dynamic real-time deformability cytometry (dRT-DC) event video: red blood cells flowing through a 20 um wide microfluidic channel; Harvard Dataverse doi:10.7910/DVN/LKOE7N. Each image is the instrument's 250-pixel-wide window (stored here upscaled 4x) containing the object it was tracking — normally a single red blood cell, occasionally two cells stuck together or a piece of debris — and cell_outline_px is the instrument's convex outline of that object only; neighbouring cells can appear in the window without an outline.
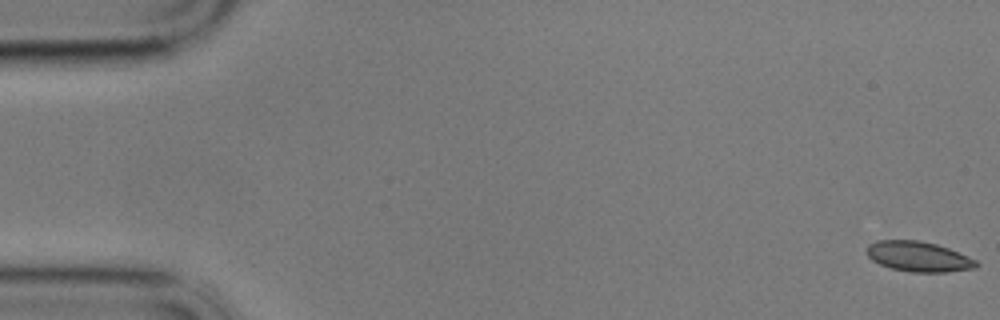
{"species": "common noctule bat (a hibernating species)", "species_latin": "Nyctalus noctula", "temperature_condition": "cold", "stored_images_in_passage": 59, "camera_frame_rate_fps": 3000, "um_per_image_px": 0.085, "animal": {"sex": "male", "body_mass_g": 17.9}, "frame": {"image": 1, "passage_image": 1, "time_ms": 0.0, "image_size_px": [1000, 320], "cell_outline_px": [[980, 264], [976, 268], [948, 272], [912, 272], [892, 268], [880, 264], [872, 260], [868, 256], [868, 244], [876, 240], [920, 240], [936, 244], [948, 248], [968, 256], [976, 260]], "centroid_in_image_um": [78.1, 21.8], "position_along_channel_um": 6.9, "area_um2": 19.25}}
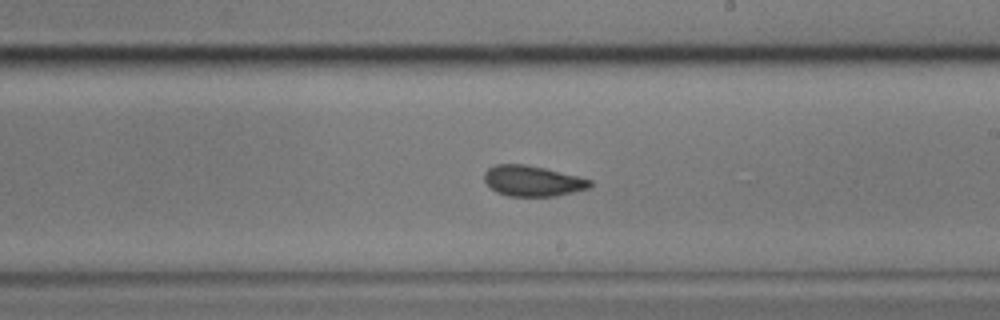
{"frame": {"image": 2, "passage_image": 34, "time_ms": 11.0, "image_size_px": [1000, 320], "cell_outline_px": [[592, 184], [588, 188], [556, 196], [508, 196], [496, 192], [484, 180], [484, 172], [488, 168], [496, 164], [524, 164], [544, 168], [592, 180]], "centroid_in_image_um": [45.24, 15.38], "position_along_channel_um": 243.8, "area_um2": 18.67}}
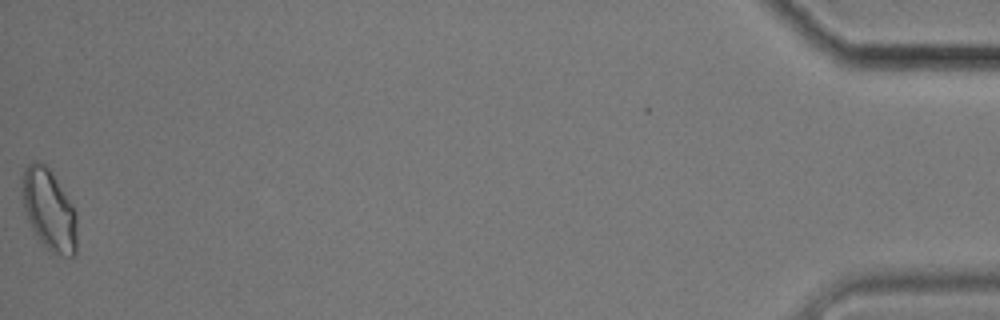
{"frame": {"image": 3, "passage_image": 59, "time_ms": 19.333, "image_size_px": [1000, 320], "cell_outline_px": [[76, 252], [72, 256], [68, 256], [52, 252], [40, 240], [32, 228], [28, 220], [24, 208], [20, 176], [24, 168], [32, 160], [40, 160], [52, 172], [72, 204], [76, 212]], "centroid_in_image_um": [4.15, 17.76], "position_along_channel_um": 431.1, "area_um2": 25.89}, "authors_computed_cell_mechanics": {"area_um2": 19.652, "velocity_mm_per_s": 3.4099, "shape_relaxation_time_tau1_ms": null, "shape_relaxation_time_tau2_ms": 1.9985, "deformation_change_tau1": null, "deformation_change_tau2": 0.0688}}